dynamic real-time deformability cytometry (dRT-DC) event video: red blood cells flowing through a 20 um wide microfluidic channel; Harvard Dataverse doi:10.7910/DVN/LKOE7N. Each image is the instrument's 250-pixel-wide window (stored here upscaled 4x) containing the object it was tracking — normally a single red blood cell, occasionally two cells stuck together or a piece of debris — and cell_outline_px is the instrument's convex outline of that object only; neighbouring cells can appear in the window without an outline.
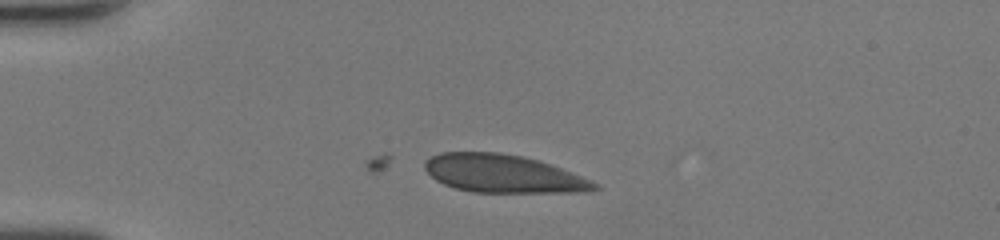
{"species": "human", "species_latin": "Homo sapiens", "temperature_condition": "room temperature", "stored_images_in_passage": 8, "camera_frame_rate_fps": 3000, "um_per_image_px": 0.085, "donor": {"sex": "female"}, "frame": {"image": 1, "passage_image": 1, "time_ms": 0.0, "image_size_px": [1000, 240], "cell_outline_px": [[600, 188], [588, 192], [472, 192], [456, 188], [444, 184], [436, 180], [424, 168], [424, 160], [440, 152], [500, 152], [524, 156], [560, 168], [592, 180], [600, 184]], "centroid_in_image_um": [42.78, 14.76], "position_along_channel_um": 42.2, "area_um2": 37.57}}
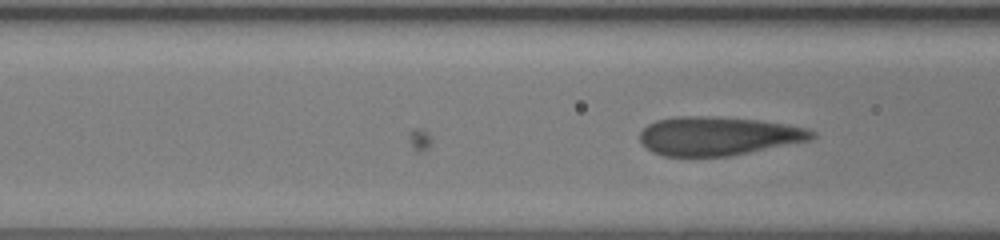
{"frame": {"image": 2, "passage_image": 8, "time_ms": 2.333, "image_size_px": [1000, 240], "cell_outline_px": [[816, 136], [812, 140], [732, 156], [664, 156], [652, 152], [640, 140], [640, 132], [648, 124], [656, 120], [676, 116], [708, 116], [760, 120], [784, 124], [804, 128], [816, 132]], "centroid_in_image_um": [61.06, 11.56], "position_along_channel_um": 105.5, "area_um2": 38.9}}